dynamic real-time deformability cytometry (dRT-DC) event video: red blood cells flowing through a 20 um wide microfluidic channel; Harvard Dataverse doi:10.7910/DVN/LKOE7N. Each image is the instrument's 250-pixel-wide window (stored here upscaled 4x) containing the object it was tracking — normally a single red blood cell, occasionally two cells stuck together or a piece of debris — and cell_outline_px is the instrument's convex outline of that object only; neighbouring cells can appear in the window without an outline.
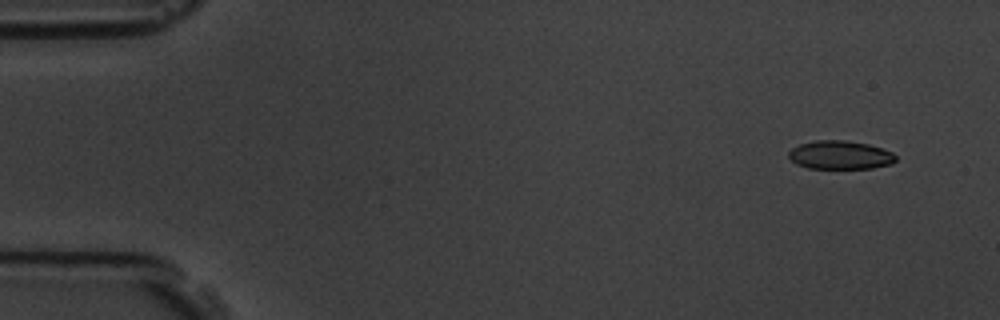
{"species": "common noctule bat (a hibernating species)", "species_latin": "Nyctalus noctula", "temperature_condition": "room temperature", "stored_images_in_passage": 9, "camera_frame_rate_fps": 3000, "um_per_image_px": 0.085, "animal": {"sex": "male", "body_mass_g": 19.5, "forearm_length_mm": 54.6}, "frame": {"image": 1, "passage_image": 1, "time_ms": 0.0, "image_size_px": [1000, 320], "cell_outline_px": [[896, 160], [892, 164], [872, 168], [808, 168], [796, 164], [788, 156], [788, 152], [792, 148], [800, 144], [816, 140], [844, 140], [868, 144], [892, 152], [896, 156]], "centroid_in_image_um": [71.41, 13.17], "position_along_channel_um": 13.6, "area_um2": 17.74}}
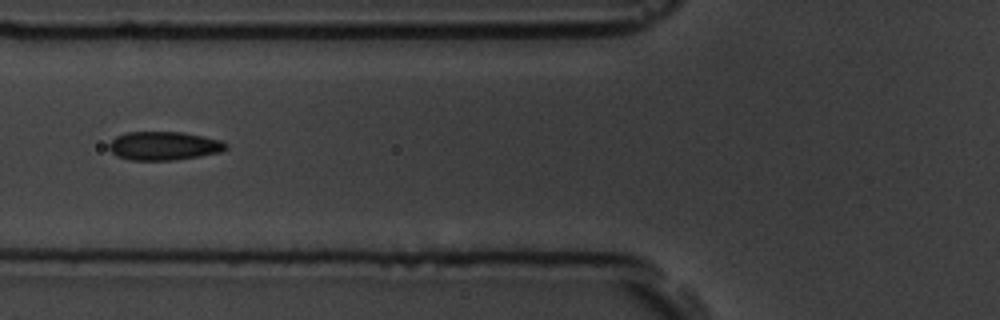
{"frame": {"image": 2, "passage_image": 6, "time_ms": 5.667, "image_size_px": [1000, 320], "cell_outline_px": [[228, 148], [220, 152], [200, 156], [176, 160], [128, 160], [116, 156], [108, 148], [108, 144], [116, 136], [124, 132], [184, 132], [220, 140], [228, 144]], "centroid_in_image_um": [13.91, 12.4], "position_along_channel_um": 111.9, "area_um2": 19.65}}
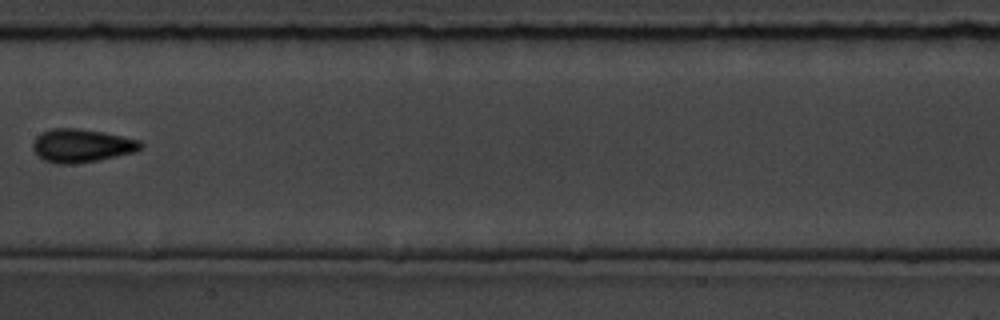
{"frame": {"image": 3, "passage_image": 8, "time_ms": 8.0, "image_size_px": [1000, 320], "cell_outline_px": [[144, 144], [136, 152], [96, 160], [72, 164], [56, 164], [44, 160], [32, 148], [32, 144], [36, 136], [40, 132], [52, 128], [80, 128], [104, 132], [140, 140]], "centroid_in_image_um": [6.93, 12.36], "position_along_channel_um": 200.5, "area_um2": 20.98}}